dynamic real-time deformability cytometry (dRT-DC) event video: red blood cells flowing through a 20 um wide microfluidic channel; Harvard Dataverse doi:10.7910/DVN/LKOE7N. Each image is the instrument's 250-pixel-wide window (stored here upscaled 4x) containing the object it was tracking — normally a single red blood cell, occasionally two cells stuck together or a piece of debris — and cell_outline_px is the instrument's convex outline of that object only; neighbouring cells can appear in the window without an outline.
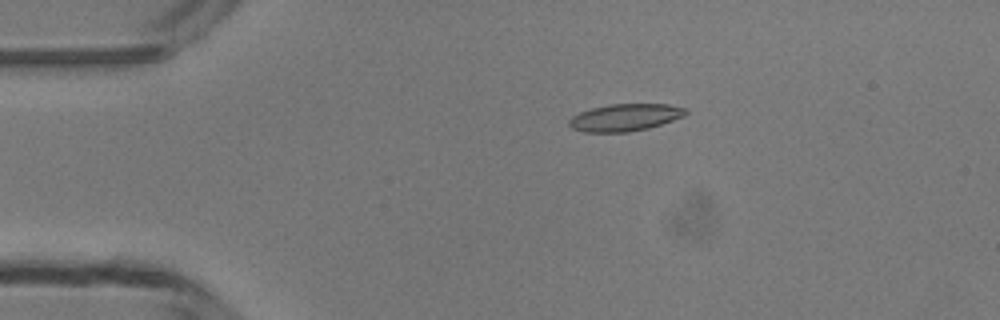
{"species": "common noctule bat (a hibernating species)", "species_latin": "Nyctalus noctula", "temperature_condition": "room temperature", "stored_images_in_passage": 49, "camera_frame_rate_fps": 3000, "um_per_image_px": 0.085, "animal": {"sex": "male", "body_mass_g": 13.3}, "frame": {"image": 1, "passage_image": 10, "time_ms": 3.0, "image_size_px": [1000, 320], "cell_outline_px": [[688, 112], [684, 116], [648, 128], [628, 132], [584, 132], [572, 128], [568, 124], [568, 120], [572, 116], [580, 112], [592, 108], [608, 104], [668, 104], [688, 108]], "centroid_in_image_um": [53.12, 9.98], "position_along_channel_um": 31.9, "area_um2": 18.5}}
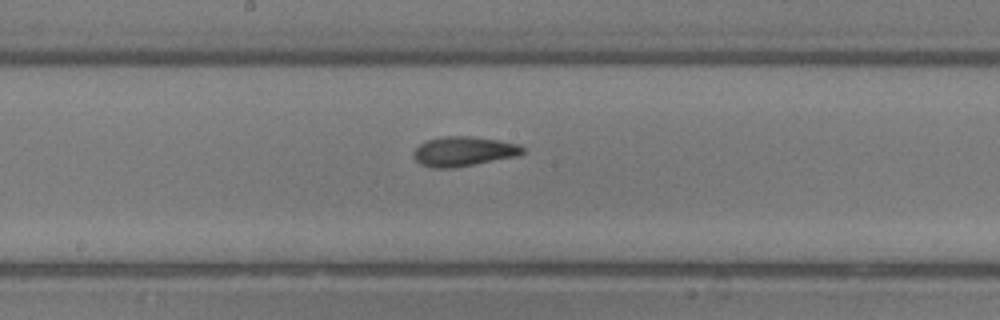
{"frame": {"image": 2, "passage_image": 26, "time_ms": 8.333, "image_size_px": [1000, 320], "cell_outline_px": [[524, 152], [520, 156], [452, 168], [432, 168], [420, 164], [412, 156], [412, 152], [420, 144], [428, 140], [440, 136], [472, 136], [500, 140], [520, 144], [524, 148]], "centroid_in_image_um": [39.42, 12.86], "position_along_channel_um": 208.8, "area_um2": 19.13}}
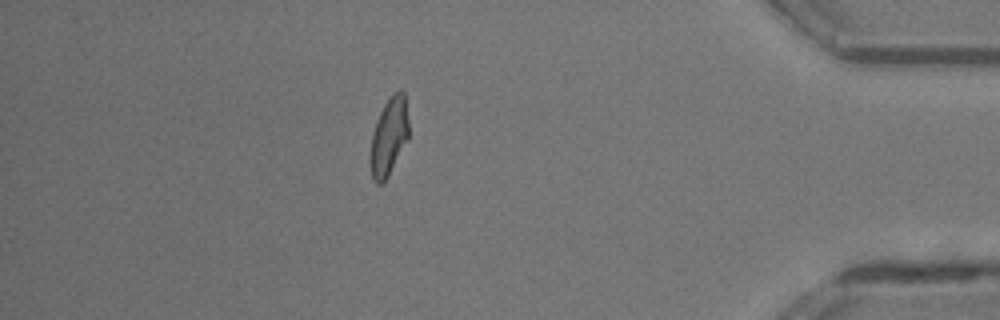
{"frame": {"image": 3, "passage_image": 43, "time_ms": 14.0, "image_size_px": [1000, 320], "cell_outline_px": [[408, 140], [384, 184], [376, 184], [372, 180], [368, 160], [372, 132], [380, 112], [384, 104], [396, 88], [400, 88], [404, 92], [408, 120]], "centroid_in_image_um": [33.03, 11.65], "position_along_channel_um": 402.2, "area_um2": 17.98}, "authors_computed_cell_mechanics": {"area_um2": 18.0914, "velocity_mm_per_s": 4.1983, "shape_relaxation_time_tau1_ms": 7.3627, "shape_relaxation_time_tau2_ms": 3.1077, "deformation_change_tau1": 0.2235, "deformation_change_tau2": 0.0938}}